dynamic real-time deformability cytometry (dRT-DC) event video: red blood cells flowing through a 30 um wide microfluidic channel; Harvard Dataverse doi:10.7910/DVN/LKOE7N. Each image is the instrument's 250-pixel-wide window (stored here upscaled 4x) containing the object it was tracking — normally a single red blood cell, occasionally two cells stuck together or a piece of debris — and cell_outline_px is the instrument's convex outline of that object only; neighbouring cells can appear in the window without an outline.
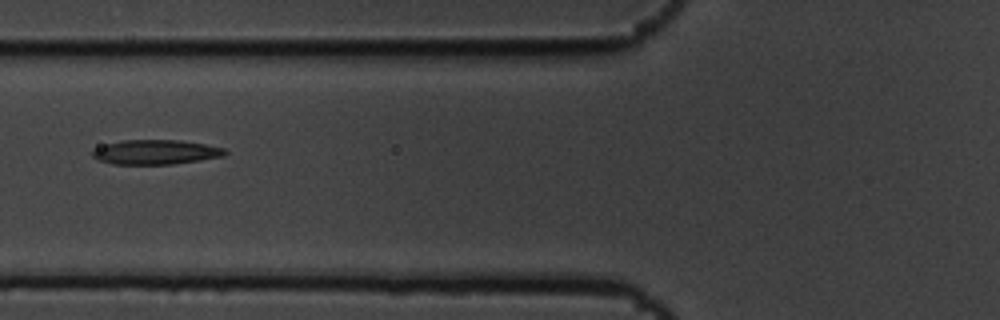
{"species": "common noctule bat (a hibernating species)", "species_latin": "Nyctalus noctula", "temperature_condition": "cold", "stored_images_in_passage": 3, "camera_frame_rate_fps": 3000, "um_per_image_px": 0.085, "animal": {"sex": "male", "body_mass_g": 19.5, "forearm_length_mm": 54.6}, "frame": {"image": 1, "passage_image": 3, "time_ms": 0.667, "image_size_px": [1000, 320], "cell_outline_px": [[228, 152], [224, 156], [200, 160], [172, 164], [112, 164], [100, 160], [92, 156], [92, 152], [96, 148], [108, 144], [124, 140], [180, 140], [204, 144], [224, 148]], "centroid_in_image_um": [13.27, 12.93], "position_along_channel_um": 112.5, "area_um2": 18.79}}